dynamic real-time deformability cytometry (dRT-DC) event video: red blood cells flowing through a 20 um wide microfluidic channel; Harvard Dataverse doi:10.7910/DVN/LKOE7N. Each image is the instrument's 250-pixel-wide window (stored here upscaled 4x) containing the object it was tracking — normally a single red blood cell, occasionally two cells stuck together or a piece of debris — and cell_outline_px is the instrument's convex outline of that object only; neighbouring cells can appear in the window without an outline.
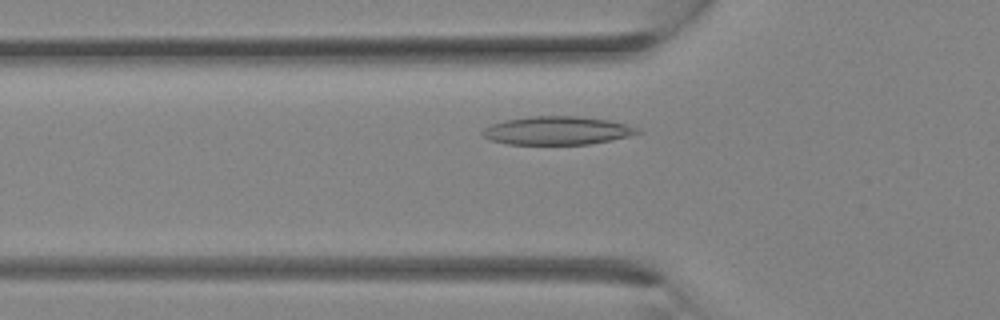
{"species": "Egyptian fruit bat (a non-hibernating species)", "species_latin": "Rousettus aegyptiacus", "temperature_condition": "room temperature", "stored_images_in_passage": 8, "camera_frame_rate_fps": 3000, "um_per_image_px": 0.085, "animal": {"sex": "female"}, "frame": {"image": 1, "passage_image": 7, "time_ms": 2.0, "image_size_px": [1000, 320], "cell_outline_px": [[640, 132], [628, 136], [612, 140], [588, 144], [508, 144], [492, 140], [484, 136], [480, 132], [484, 128], [492, 124], [504, 120], [532, 116], [580, 116], [608, 120], [640, 128]], "centroid_in_image_um": [47.35, 11.09], "position_along_channel_um": 78.4, "area_um2": 25.43}}